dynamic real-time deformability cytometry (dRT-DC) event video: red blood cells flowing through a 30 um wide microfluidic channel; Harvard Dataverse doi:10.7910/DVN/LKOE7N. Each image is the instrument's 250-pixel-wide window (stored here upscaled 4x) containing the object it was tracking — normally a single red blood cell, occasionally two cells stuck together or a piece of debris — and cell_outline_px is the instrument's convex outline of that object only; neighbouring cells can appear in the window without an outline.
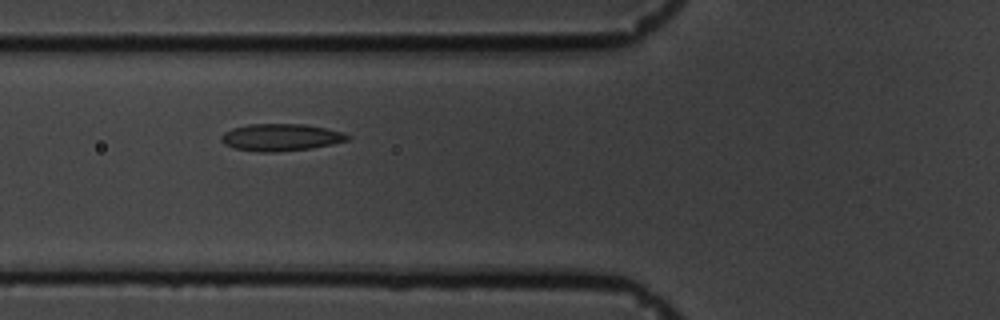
{"species": "common noctule bat (a hibernating species)", "species_latin": "Nyctalus noctula", "temperature_condition": "cold", "stored_images_in_passage": 11, "camera_frame_rate_fps": 3000, "um_per_image_px": 0.085, "animal": {"sex": "male", "body_mass_g": 19.5, "forearm_length_mm": 54.6}, "frame": {"image": 1, "passage_image": 10, "time_ms": 3.0, "image_size_px": [1000, 320], "cell_outline_px": [[352, 136], [348, 140], [312, 148], [276, 152], [260, 152], [232, 148], [224, 144], [220, 140], [220, 136], [224, 132], [232, 128], [248, 124], [304, 124], [344, 132]], "centroid_in_image_um": [23.84, 11.67], "position_along_channel_um": 102.0, "area_um2": 20.06}}